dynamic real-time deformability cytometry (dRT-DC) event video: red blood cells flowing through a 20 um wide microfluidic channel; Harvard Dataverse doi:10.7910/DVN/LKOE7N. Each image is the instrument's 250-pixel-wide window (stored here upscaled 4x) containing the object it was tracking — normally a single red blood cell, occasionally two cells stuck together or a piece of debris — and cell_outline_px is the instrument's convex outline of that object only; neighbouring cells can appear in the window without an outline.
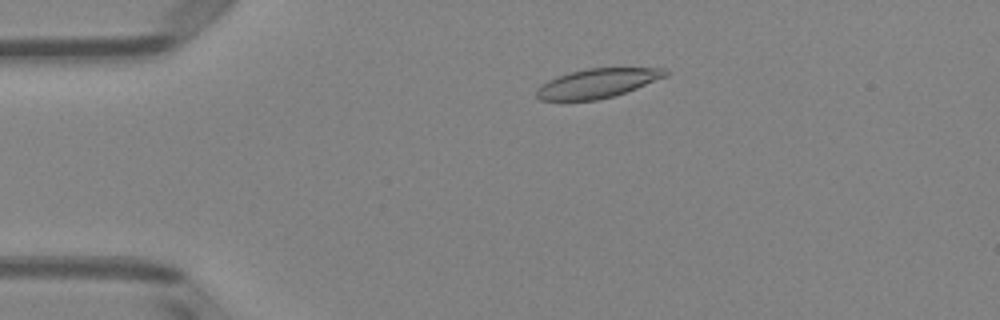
{"species": "Egyptian fruit bat (a non-hibernating species)", "species_latin": "Rousettus aegyptiacus", "temperature_condition": "room temperature", "stored_images_in_passage": 51, "camera_frame_rate_fps": 3000, "um_per_image_px": 0.085, "animal": {"sex": "female"}, "frame": {"image": 1, "passage_image": 10, "time_ms": 3.0, "image_size_px": [1000, 320], "cell_outline_px": [[668, 76], [636, 88], [612, 96], [596, 100], [540, 100], [536, 96], [536, 88], [540, 84], [556, 76], [588, 68], [668, 68]], "centroid_in_image_um": [50.77, 7.07], "position_along_channel_um": 34.2, "area_um2": 21.85}}
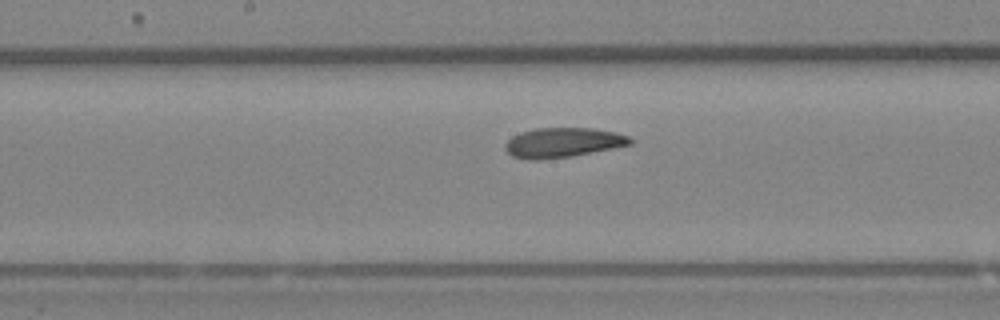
{"frame": {"image": 2, "passage_image": 26, "time_ms": 8.333, "image_size_px": [1000, 320], "cell_outline_px": [[632, 144], [572, 156], [536, 160], [532, 160], [512, 156], [504, 148], [504, 144], [512, 136], [520, 132], [536, 128], [592, 128], [616, 132], [628, 136], [632, 140]], "centroid_in_image_um": [47.82, 12.11], "position_along_channel_um": 200.4, "area_um2": 21.56}}
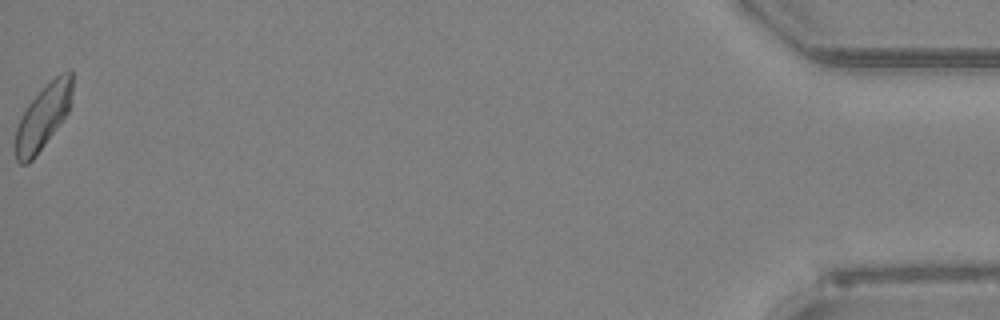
{"frame": {"image": 3, "passage_image": 51, "time_ms": 16.667, "image_size_px": [1000, 320], "cell_outline_px": [[72, 92], [68, 112], [60, 124], [36, 156], [28, 164], [20, 164], [16, 160], [12, 144], [16, 128], [20, 116], [28, 104], [60, 72], [72, 72]], "centroid_in_image_um": [3.6, 10.02], "position_along_channel_um": 431.6, "area_um2": 21.44}, "authors_computed_cell_mechanics": {"area_um2": 21.7906, "velocity_mm_per_s": 3.9435, "shape_relaxation_time_tau1_ms": null, "shape_relaxation_time_tau2_ms": 3.7825, "deformation_change_tau1": null, "deformation_change_tau2": 0.0954}}